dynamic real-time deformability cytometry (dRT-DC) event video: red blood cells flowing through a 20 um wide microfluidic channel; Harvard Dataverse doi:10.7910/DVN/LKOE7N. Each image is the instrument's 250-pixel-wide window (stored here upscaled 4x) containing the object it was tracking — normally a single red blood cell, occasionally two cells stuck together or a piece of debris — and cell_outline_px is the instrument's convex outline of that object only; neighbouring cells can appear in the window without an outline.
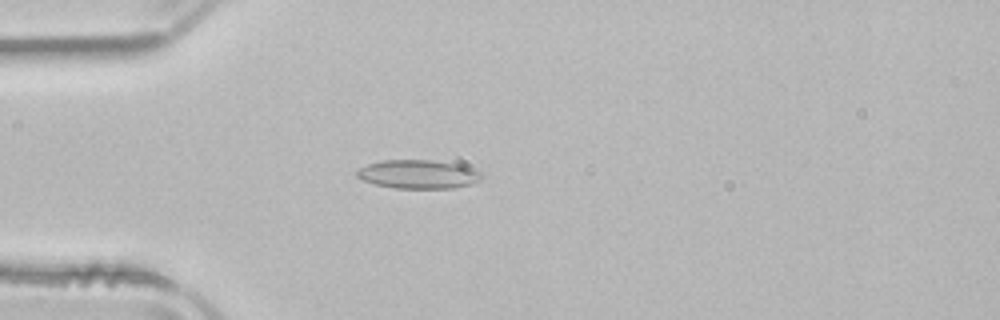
{"species": "common noctule bat (a hibernating species)", "species_latin": "Nyctalus noctula", "temperature_condition": "room temperature", "stored_images_in_passage": 51, "camera_frame_rate_fps": 3000, "um_per_image_px": 0.085, "animal": {"sex": "male", "body_mass_g": 21.5, "forearm_length_mm": 52.0}, "frame": {"image": 1, "passage_image": 14, "time_ms": 4.333, "image_size_px": [1000, 320], "cell_outline_px": [[484, 176], [480, 180], [472, 184], [452, 188], [396, 188], [376, 184], [364, 180], [356, 176], [356, 172], [360, 168], [368, 164], [380, 160], [432, 160], [464, 164], [480, 172]], "centroid_in_image_um": [35.61, 14.8], "position_along_channel_um": 49.4, "area_um2": 20.98}}
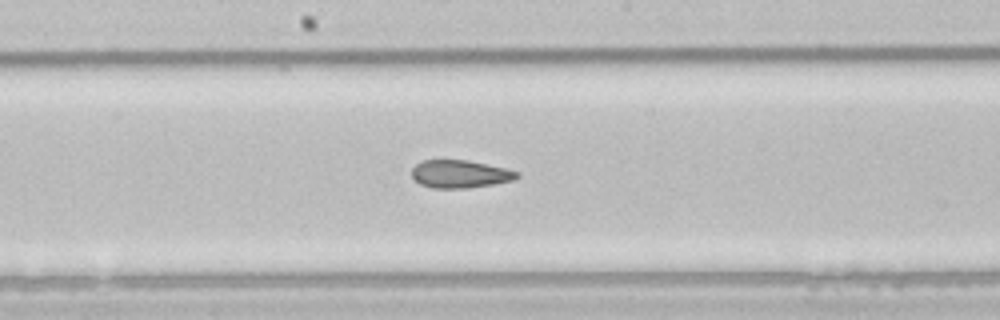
{"frame": {"image": 2, "passage_image": 27, "time_ms": 8.667, "image_size_px": [1000, 320], "cell_outline_px": [[520, 176], [512, 180], [492, 184], [468, 188], [432, 188], [420, 184], [412, 176], [412, 168], [416, 164], [424, 160], [468, 160], [504, 168], [520, 172]], "centroid_in_image_um": [39.09, 14.79], "position_along_channel_um": 209.1, "area_um2": 16.94}}
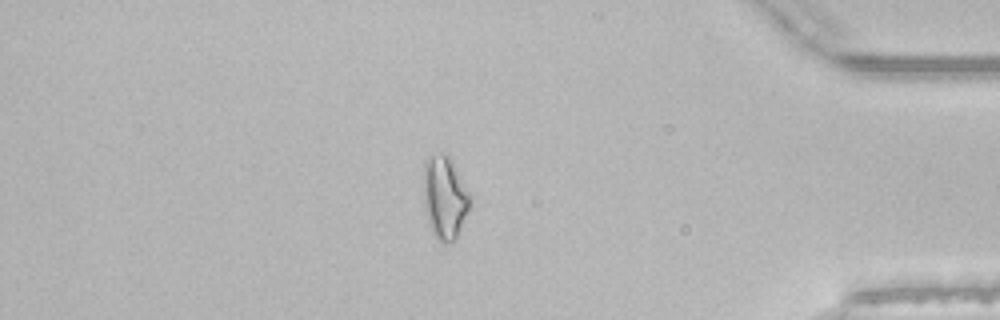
{"frame": {"image": 3, "passage_image": 44, "time_ms": 14.333, "image_size_px": [1000, 320], "cell_outline_px": [[472, 204], [456, 236], [452, 240], [444, 244], [432, 232], [424, 208], [424, 164], [432, 156], [440, 152], [448, 156], [472, 196]], "centroid_in_image_um": [37.82, 16.79], "position_along_channel_um": 397.4, "area_um2": 22.08}, "authors_computed_cell_mechanics": {"area_um2": 19.9988, "velocity_mm_per_s": 3.9393, "shape_relaxation_time_tau1_ms": null, "shape_relaxation_time_tau2_ms": 1.5434, "deformation_change_tau1": null, "deformation_change_tau2": 0.0836}}